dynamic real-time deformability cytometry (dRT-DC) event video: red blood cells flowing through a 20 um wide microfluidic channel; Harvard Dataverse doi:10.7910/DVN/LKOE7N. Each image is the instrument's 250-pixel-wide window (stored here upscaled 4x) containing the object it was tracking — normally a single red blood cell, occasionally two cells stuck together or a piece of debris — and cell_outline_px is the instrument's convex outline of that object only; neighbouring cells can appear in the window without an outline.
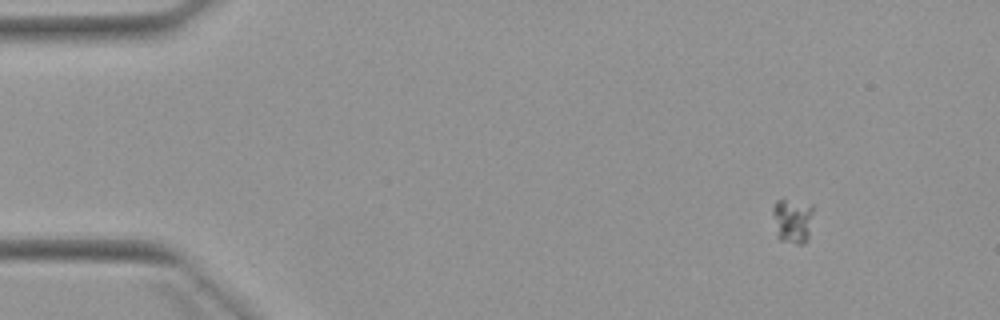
{"species": "Egyptian fruit bat (a non-hibernating species)", "species_latin": "Rousettus aegyptiacus", "temperature_condition": "warm", "stored_images_in_passage": 5, "camera_frame_rate_fps": 3000, "um_per_image_px": 0.085, "animal": {"sex": "female"}, "frame": {"image": 1, "passage_image": 2, "time_ms": 1.333, "image_size_px": [1000, 320], "cell_outline_px": [[812, 212], [808, 240], [804, 244], [796, 244], [780, 240], [776, 236], [772, 212], [772, 208], [776, 200], [784, 200], [812, 204]], "centroid_in_image_um": [67.34, 18.78], "position_along_channel_um": 17.7, "area_um2": 10.64}}
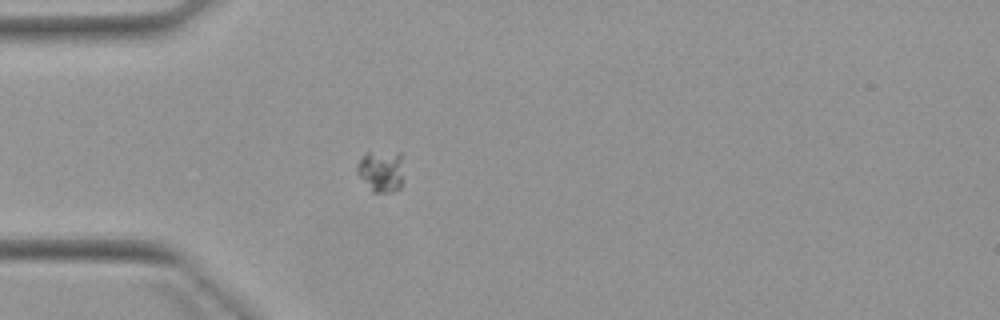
{"frame": {"image": 2, "passage_image": 5, "time_ms": 4.667, "image_size_px": [1000, 320], "cell_outline_px": [[400, 188], [392, 192], [372, 192], [360, 176], [356, 168], [356, 164], [368, 152], [400, 152]], "centroid_in_image_um": [32.35, 14.54], "position_along_channel_um": 52.6, "area_um2": 10.81}}